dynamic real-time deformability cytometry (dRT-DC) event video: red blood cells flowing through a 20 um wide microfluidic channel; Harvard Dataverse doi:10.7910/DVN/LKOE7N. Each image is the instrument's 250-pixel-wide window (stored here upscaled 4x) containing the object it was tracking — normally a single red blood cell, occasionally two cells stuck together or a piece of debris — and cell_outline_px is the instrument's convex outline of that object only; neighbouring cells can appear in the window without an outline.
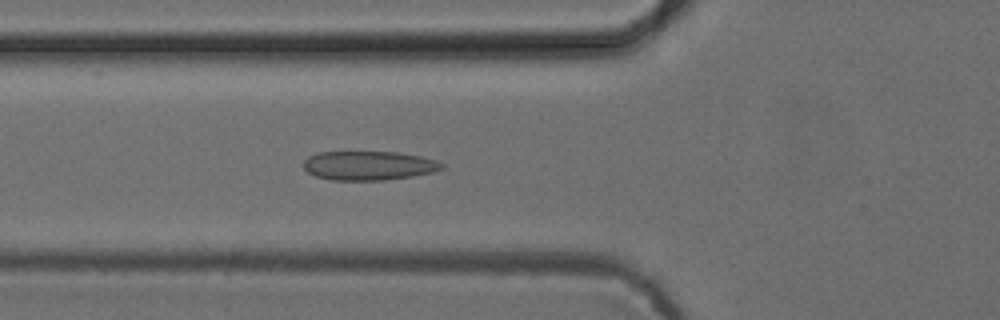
{"species": "common noctule bat (a hibernating species)", "species_latin": "Nyctalus noctula", "temperature_condition": "cold", "stored_images_in_passage": 52, "camera_frame_rate_fps": 3000, "um_per_image_px": 0.085, "animal": {"sex": "female", "body_mass_g": 24.6, "forearm_length_mm": 56.2}, "frame": {"image": 1, "passage_image": 18, "time_ms": 5.667, "image_size_px": [1000, 320], "cell_outline_px": [[444, 168], [432, 172], [412, 176], [384, 180], [328, 180], [316, 176], [308, 172], [304, 168], [304, 160], [308, 156], [320, 152], [400, 152], [420, 156], [436, 160], [444, 164]], "centroid_in_image_um": [31.34, 14.07], "position_along_channel_um": 94.5, "area_um2": 23.47}}
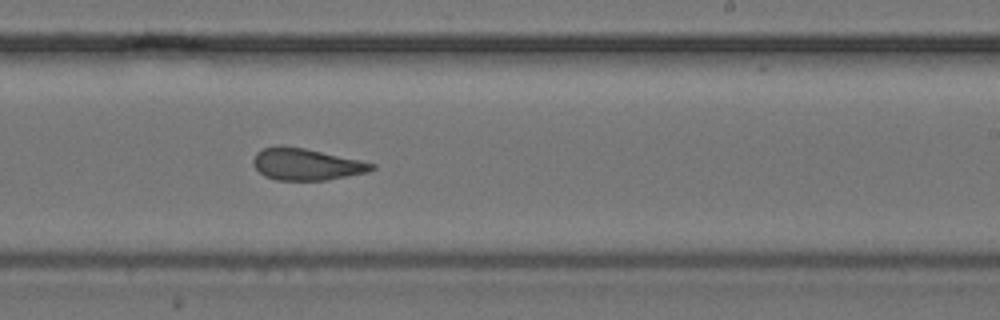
{"frame": {"image": 2, "passage_image": 31, "time_ms": 10.0, "image_size_px": [1000, 320], "cell_outline_px": [[376, 168], [368, 172], [324, 180], [276, 180], [264, 176], [252, 164], [252, 160], [256, 152], [264, 148], [276, 144], [304, 148], [360, 160], [376, 164]], "centroid_in_image_um": [26.0, 13.95], "position_along_channel_um": 263.0, "area_um2": 21.96}}
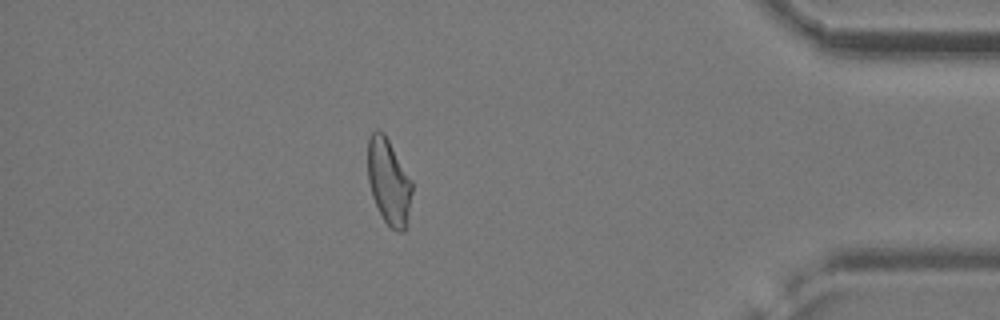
{"frame": {"image": 3, "passage_image": 45, "time_ms": 14.667, "image_size_px": [1000, 320], "cell_outline_px": [[412, 192], [408, 224], [404, 232], [396, 232], [384, 220], [372, 196], [368, 180], [368, 136], [376, 128], [380, 128], [384, 132], [412, 180]], "centroid_in_image_um": [33.05, 15.43], "position_along_channel_um": 402.1, "area_um2": 22.43}}